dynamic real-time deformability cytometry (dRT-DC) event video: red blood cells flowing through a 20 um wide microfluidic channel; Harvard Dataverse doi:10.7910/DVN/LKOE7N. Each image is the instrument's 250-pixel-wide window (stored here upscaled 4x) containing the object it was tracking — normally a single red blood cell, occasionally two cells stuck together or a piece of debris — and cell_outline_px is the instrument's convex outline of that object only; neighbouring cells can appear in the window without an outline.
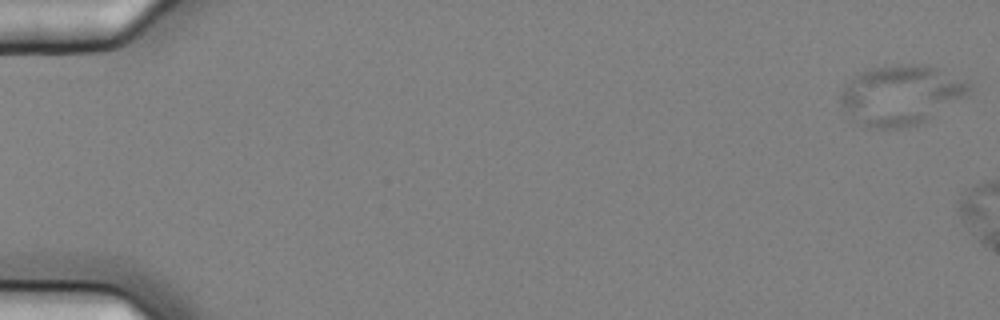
{"species": "common noctule bat (a hibernating species)", "species_latin": "Nyctalus noctula", "temperature_condition": "cold", "stored_images_in_passage": 6, "camera_frame_rate_fps": 3000, "um_per_image_px": 0.085, "animal": {"sex": "female", "body_mass_g": 25.1}, "frame": {"image": 1, "passage_image": 1, "time_ms": 0.0, "image_size_px": [1000, 320], "cell_outline_px": [[972, 88], [964, 96], [920, 124], [896, 128], [864, 128], [852, 120], [840, 104], [840, 92], [852, 76], [868, 68], [884, 64], [928, 64], [968, 80], [972, 84]], "centroid_in_image_um": [76.53, 8.05], "position_along_channel_um": 8.5, "area_um2": 45.43}}